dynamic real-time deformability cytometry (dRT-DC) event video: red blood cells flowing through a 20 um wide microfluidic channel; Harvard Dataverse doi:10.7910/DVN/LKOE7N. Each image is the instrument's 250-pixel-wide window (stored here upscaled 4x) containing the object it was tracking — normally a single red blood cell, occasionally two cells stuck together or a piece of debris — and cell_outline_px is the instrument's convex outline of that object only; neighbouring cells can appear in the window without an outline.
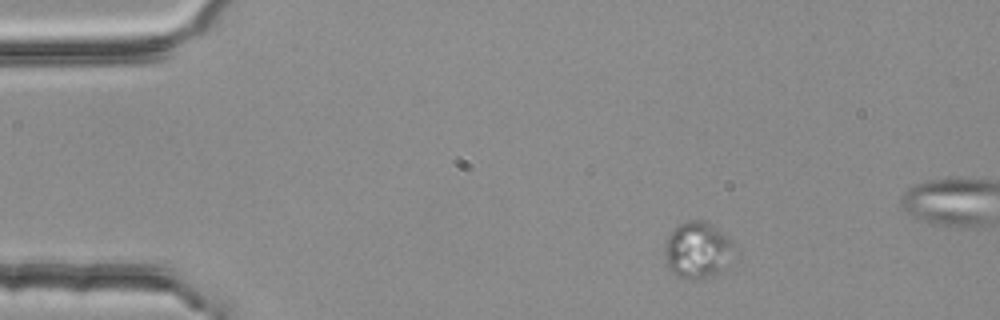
{"species": "common noctule bat (a hibernating species)", "species_latin": "Nyctalus noctula", "temperature_condition": "room temperature", "stored_images_in_passage": 3, "camera_frame_rate_fps": 3000, "um_per_image_px": 0.085, "animal": {"sex": "female", "body_mass_g": 25.1}, "frame": {"image": 1, "passage_image": 1, "time_ms": 0.0, "image_size_px": [1000, 320], "cell_outline_px": [[732, 244], [716, 272], [700, 280], [692, 280], [676, 276], [664, 264], [664, 244], [668, 236], [680, 224], [688, 220], [700, 220], [712, 224]], "centroid_in_image_um": [59.09, 21.25], "position_along_channel_um": 25.9, "area_um2": 21.62}}